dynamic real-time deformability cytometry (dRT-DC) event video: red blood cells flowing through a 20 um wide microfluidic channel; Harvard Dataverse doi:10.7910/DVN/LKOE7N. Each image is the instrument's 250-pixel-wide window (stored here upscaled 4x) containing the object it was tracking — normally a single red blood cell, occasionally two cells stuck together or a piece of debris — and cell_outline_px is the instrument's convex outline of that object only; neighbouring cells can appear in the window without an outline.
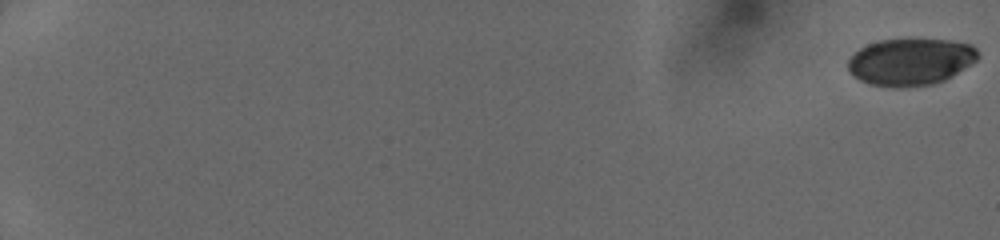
{"species": "human", "species_latin": "Homo sapiens", "temperature_condition": "cold", "stored_images_in_passage": 52, "camera_frame_rate_fps": 3000, "um_per_image_px": 0.085, "donor": {"sex": "female"}, "frame": {"image": 1, "passage_image": 1, "time_ms": 0.0, "image_size_px": [1000, 240], "cell_outline_px": [[980, 56], [976, 60], [952, 76], [944, 80], [932, 84], [872, 84], [860, 80], [848, 68], [848, 60], [860, 48], [868, 44], [880, 40], [908, 36], [912, 36], [952, 40], [972, 44], [976, 48]], "centroid_in_image_um": [77.46, 5.14], "position_along_channel_um": 7.5, "area_um2": 35.43}}
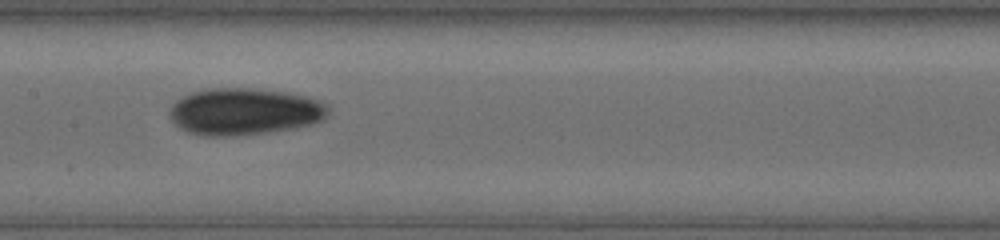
{"frame": {"image": 2, "passage_image": 30, "time_ms": 9.667, "image_size_px": [1000, 240], "cell_outline_px": [[328, 116], [324, 120], [312, 124], [296, 128], [268, 132], [236, 136], [204, 136], [188, 132], [180, 128], [172, 120], [168, 112], [172, 104], [176, 100], [192, 92], [208, 88], [252, 88], [288, 92], [304, 96], [328, 104]], "centroid_in_image_um": [20.78, 9.49], "position_along_channel_um": 186.6, "area_um2": 43.64}}
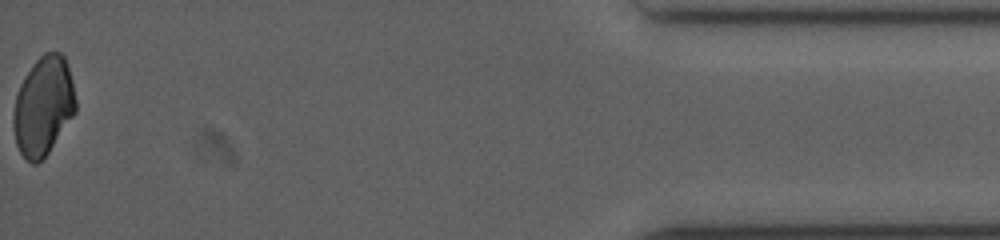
{"frame": {"image": 3, "passage_image": 52, "time_ms": 17.0, "image_size_px": [1000, 240], "cell_outline_px": [[76, 112], [48, 152], [36, 164], [32, 164], [20, 152], [16, 144], [12, 124], [12, 116], [16, 96], [20, 84], [24, 76], [32, 64], [44, 52], [60, 52], [64, 56], [68, 64], [72, 80], [76, 100]], "centroid_in_image_um": [3.68, 8.99], "position_along_channel_um": 431.5, "area_um2": 35.95}}